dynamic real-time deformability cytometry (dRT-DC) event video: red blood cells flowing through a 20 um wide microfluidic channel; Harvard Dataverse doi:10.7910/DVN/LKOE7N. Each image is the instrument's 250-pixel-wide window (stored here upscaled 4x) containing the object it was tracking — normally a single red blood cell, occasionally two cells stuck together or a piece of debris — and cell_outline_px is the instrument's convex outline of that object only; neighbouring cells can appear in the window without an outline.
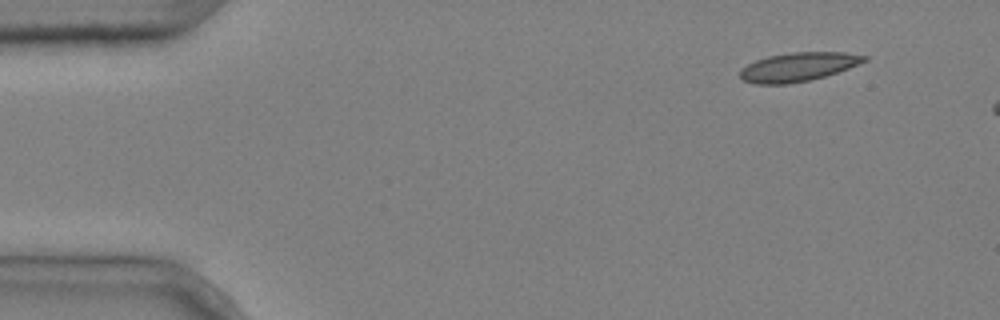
{"species": "common noctule bat (a hibernating species)", "species_latin": "Nyctalus noctula", "temperature_condition": "cold", "stored_images_in_passage": 3, "camera_frame_rate_fps": 3000, "um_per_image_px": 0.085, "animal": {"sex": "male", "body_mass_g": 20.4}, "frame": {"image": 1, "passage_image": 1, "time_ms": 0.0, "image_size_px": [1000, 320], "cell_outline_px": [[868, 60], [848, 68], [824, 76], [808, 80], [784, 84], [756, 84], [744, 80], [740, 76], [740, 68], [756, 60], [768, 56], [792, 52], [844, 52], [868, 56]], "centroid_in_image_um": [67.83, 5.67], "position_along_channel_um": 17.2, "area_um2": 20.63}}